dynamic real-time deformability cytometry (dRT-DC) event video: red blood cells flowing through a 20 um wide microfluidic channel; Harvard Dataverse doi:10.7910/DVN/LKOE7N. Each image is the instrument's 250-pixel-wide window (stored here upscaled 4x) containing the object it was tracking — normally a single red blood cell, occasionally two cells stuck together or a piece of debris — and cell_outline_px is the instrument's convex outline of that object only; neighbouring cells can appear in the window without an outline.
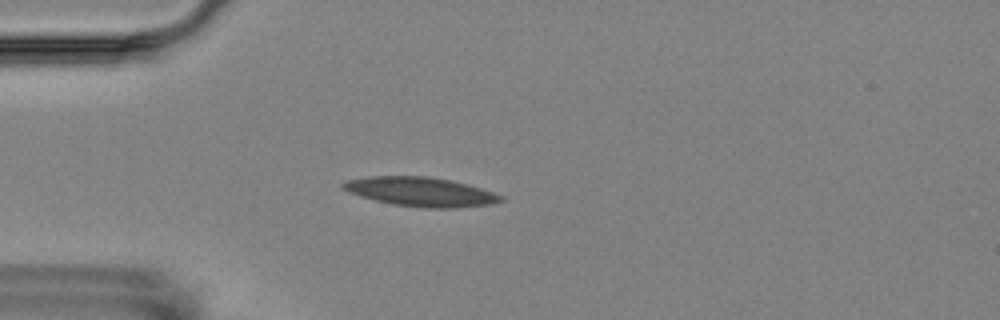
{"species": "Egyptian fruit bat (a non-hibernating species)", "species_latin": "Rousettus aegyptiacus", "temperature_condition": "room temperature", "stored_images_in_passage": 1, "camera_frame_rate_fps": 3000, "um_per_image_px": 0.085, "animal": {"sex": "female"}, "frame": {"image": 1, "passage_image": 1, "time_ms": 0.0, "image_size_px": [1000, 320], "cell_outline_px": [[504, 200], [488, 204], [456, 208], [424, 208], [392, 204], [360, 196], [348, 192], [340, 188], [340, 184], [348, 180], [368, 176], [428, 176], [468, 184], [504, 196]], "centroid_in_image_um": [35.72, 16.3], "position_along_channel_um": 49.3, "area_um2": 26.76}}